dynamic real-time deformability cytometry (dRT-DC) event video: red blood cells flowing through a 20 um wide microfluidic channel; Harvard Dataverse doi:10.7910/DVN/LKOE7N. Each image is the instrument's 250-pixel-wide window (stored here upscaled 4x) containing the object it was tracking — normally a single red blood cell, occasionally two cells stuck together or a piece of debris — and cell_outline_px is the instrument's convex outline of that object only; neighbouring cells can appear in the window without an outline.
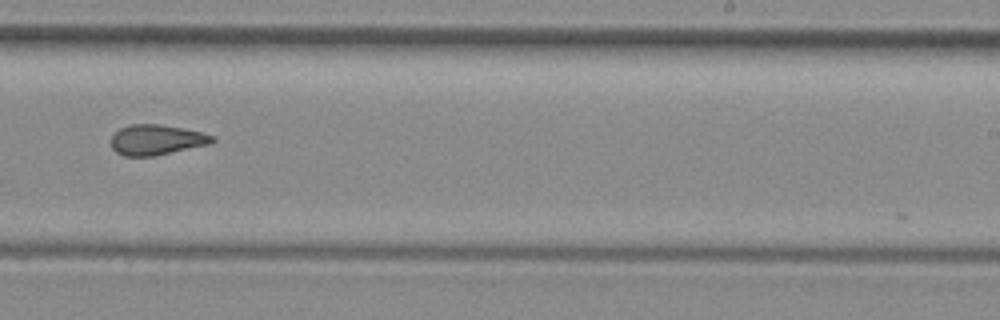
{"species": "common noctule bat (a hibernating species)", "species_latin": "Nyctalus noctula", "temperature_condition": "room temperature", "stored_images_in_passage": 36, "camera_frame_rate_fps": 3000, "um_per_image_px": 0.085, "animal": {"sex": "female", "body_mass_g": 29.2, "forearm_length_mm": 56.3}, "frame": {"image": 1, "passage_image": 16, "time_ms": 5.0, "image_size_px": [1000, 320], "cell_outline_px": [[216, 140], [212, 144], [156, 156], [124, 156], [116, 152], [112, 148], [112, 136], [120, 128], [132, 124], [156, 124], [184, 128], [216, 136]], "centroid_in_image_um": [13.36, 11.89], "position_along_channel_um": 275.6, "area_um2": 18.03}}